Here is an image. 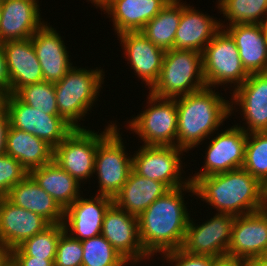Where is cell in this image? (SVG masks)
<instances>
[{"label": "cell", "mask_w": 267, "mask_h": 266, "mask_svg": "<svg viewBox=\"0 0 267 266\" xmlns=\"http://www.w3.org/2000/svg\"><path fill=\"white\" fill-rule=\"evenodd\" d=\"M213 266H249V262L246 259L225 254L214 257Z\"/></svg>", "instance_id": "60d3db41"}, {"label": "cell", "mask_w": 267, "mask_h": 266, "mask_svg": "<svg viewBox=\"0 0 267 266\" xmlns=\"http://www.w3.org/2000/svg\"><path fill=\"white\" fill-rule=\"evenodd\" d=\"M227 254L248 261L267 255V207L235 216Z\"/></svg>", "instance_id": "ac0fdd59"}, {"label": "cell", "mask_w": 267, "mask_h": 266, "mask_svg": "<svg viewBox=\"0 0 267 266\" xmlns=\"http://www.w3.org/2000/svg\"><path fill=\"white\" fill-rule=\"evenodd\" d=\"M35 182L65 210L80 196V185L67 171L55 161L35 168L29 172Z\"/></svg>", "instance_id": "f1b7e54d"}, {"label": "cell", "mask_w": 267, "mask_h": 266, "mask_svg": "<svg viewBox=\"0 0 267 266\" xmlns=\"http://www.w3.org/2000/svg\"><path fill=\"white\" fill-rule=\"evenodd\" d=\"M5 153L18 160L28 173L53 160V148L25 131L9 127Z\"/></svg>", "instance_id": "83f0119b"}, {"label": "cell", "mask_w": 267, "mask_h": 266, "mask_svg": "<svg viewBox=\"0 0 267 266\" xmlns=\"http://www.w3.org/2000/svg\"><path fill=\"white\" fill-rule=\"evenodd\" d=\"M168 2H180L181 0H167Z\"/></svg>", "instance_id": "c3c4849f"}, {"label": "cell", "mask_w": 267, "mask_h": 266, "mask_svg": "<svg viewBox=\"0 0 267 266\" xmlns=\"http://www.w3.org/2000/svg\"><path fill=\"white\" fill-rule=\"evenodd\" d=\"M247 137L248 133L238 123L218 133L206 148L204 166L189 178L190 182L194 184L199 178L242 168Z\"/></svg>", "instance_id": "7c38bea8"}, {"label": "cell", "mask_w": 267, "mask_h": 266, "mask_svg": "<svg viewBox=\"0 0 267 266\" xmlns=\"http://www.w3.org/2000/svg\"><path fill=\"white\" fill-rule=\"evenodd\" d=\"M232 93L230 114L234 113L233 107L240 106L247 124L239 127L246 133L267 132V72L249 74Z\"/></svg>", "instance_id": "9a60e30c"}, {"label": "cell", "mask_w": 267, "mask_h": 266, "mask_svg": "<svg viewBox=\"0 0 267 266\" xmlns=\"http://www.w3.org/2000/svg\"><path fill=\"white\" fill-rule=\"evenodd\" d=\"M94 6L96 5L97 7H100V9H103L109 2L110 0H89Z\"/></svg>", "instance_id": "f6af8a7d"}, {"label": "cell", "mask_w": 267, "mask_h": 266, "mask_svg": "<svg viewBox=\"0 0 267 266\" xmlns=\"http://www.w3.org/2000/svg\"><path fill=\"white\" fill-rule=\"evenodd\" d=\"M180 18L181 2H168L141 32L157 47L164 51L171 50Z\"/></svg>", "instance_id": "f546056e"}, {"label": "cell", "mask_w": 267, "mask_h": 266, "mask_svg": "<svg viewBox=\"0 0 267 266\" xmlns=\"http://www.w3.org/2000/svg\"><path fill=\"white\" fill-rule=\"evenodd\" d=\"M101 235L132 266L151 258L141 244L137 216L128 214L114 203L105 212Z\"/></svg>", "instance_id": "5bb4252c"}, {"label": "cell", "mask_w": 267, "mask_h": 266, "mask_svg": "<svg viewBox=\"0 0 267 266\" xmlns=\"http://www.w3.org/2000/svg\"><path fill=\"white\" fill-rule=\"evenodd\" d=\"M202 63L206 86L210 88L230 83L236 89L249 76L240 59L235 40L222 28L202 51Z\"/></svg>", "instance_id": "8992f818"}, {"label": "cell", "mask_w": 267, "mask_h": 266, "mask_svg": "<svg viewBox=\"0 0 267 266\" xmlns=\"http://www.w3.org/2000/svg\"><path fill=\"white\" fill-rule=\"evenodd\" d=\"M235 216L216 213L201 225L189 219L181 249L189 254L212 257L227 254Z\"/></svg>", "instance_id": "4fadbf2b"}, {"label": "cell", "mask_w": 267, "mask_h": 266, "mask_svg": "<svg viewBox=\"0 0 267 266\" xmlns=\"http://www.w3.org/2000/svg\"><path fill=\"white\" fill-rule=\"evenodd\" d=\"M4 110L10 126L37 136L53 149L74 130L61 116L45 114L23 103L15 94L5 95Z\"/></svg>", "instance_id": "30bf717a"}, {"label": "cell", "mask_w": 267, "mask_h": 266, "mask_svg": "<svg viewBox=\"0 0 267 266\" xmlns=\"http://www.w3.org/2000/svg\"><path fill=\"white\" fill-rule=\"evenodd\" d=\"M4 266H13L10 261H8Z\"/></svg>", "instance_id": "681fc988"}, {"label": "cell", "mask_w": 267, "mask_h": 266, "mask_svg": "<svg viewBox=\"0 0 267 266\" xmlns=\"http://www.w3.org/2000/svg\"><path fill=\"white\" fill-rule=\"evenodd\" d=\"M213 88L205 87L194 93L176 98L178 112L177 147L189 151L231 116L230 101Z\"/></svg>", "instance_id": "3957f363"}, {"label": "cell", "mask_w": 267, "mask_h": 266, "mask_svg": "<svg viewBox=\"0 0 267 266\" xmlns=\"http://www.w3.org/2000/svg\"><path fill=\"white\" fill-rule=\"evenodd\" d=\"M9 261V250L0 241V266H4Z\"/></svg>", "instance_id": "7bdbcfd3"}, {"label": "cell", "mask_w": 267, "mask_h": 266, "mask_svg": "<svg viewBox=\"0 0 267 266\" xmlns=\"http://www.w3.org/2000/svg\"><path fill=\"white\" fill-rule=\"evenodd\" d=\"M5 197L14 205L40 215L50 224L64 221V210L29 174L12 187Z\"/></svg>", "instance_id": "484cf974"}, {"label": "cell", "mask_w": 267, "mask_h": 266, "mask_svg": "<svg viewBox=\"0 0 267 266\" xmlns=\"http://www.w3.org/2000/svg\"><path fill=\"white\" fill-rule=\"evenodd\" d=\"M117 126L98 144L94 173L98 177L99 195L114 198L121 190L132 170V155L125 145ZM128 156V157H127Z\"/></svg>", "instance_id": "9c48e42d"}, {"label": "cell", "mask_w": 267, "mask_h": 266, "mask_svg": "<svg viewBox=\"0 0 267 266\" xmlns=\"http://www.w3.org/2000/svg\"><path fill=\"white\" fill-rule=\"evenodd\" d=\"M220 21L181 2V18L174 38V49L200 53L221 29Z\"/></svg>", "instance_id": "603a6c76"}, {"label": "cell", "mask_w": 267, "mask_h": 266, "mask_svg": "<svg viewBox=\"0 0 267 266\" xmlns=\"http://www.w3.org/2000/svg\"><path fill=\"white\" fill-rule=\"evenodd\" d=\"M242 168L267 188V132L248 133Z\"/></svg>", "instance_id": "d6a6232c"}, {"label": "cell", "mask_w": 267, "mask_h": 266, "mask_svg": "<svg viewBox=\"0 0 267 266\" xmlns=\"http://www.w3.org/2000/svg\"><path fill=\"white\" fill-rule=\"evenodd\" d=\"M148 108L128 121V130L146 146H177L176 98H159L149 92Z\"/></svg>", "instance_id": "ba28073f"}, {"label": "cell", "mask_w": 267, "mask_h": 266, "mask_svg": "<svg viewBox=\"0 0 267 266\" xmlns=\"http://www.w3.org/2000/svg\"><path fill=\"white\" fill-rule=\"evenodd\" d=\"M112 204L113 198L106 195L96 194L91 199L80 195L64 210L65 232L80 241L100 235L105 212Z\"/></svg>", "instance_id": "e0dca14e"}, {"label": "cell", "mask_w": 267, "mask_h": 266, "mask_svg": "<svg viewBox=\"0 0 267 266\" xmlns=\"http://www.w3.org/2000/svg\"><path fill=\"white\" fill-rule=\"evenodd\" d=\"M195 195L218 213L246 215L267 207V188L243 168L199 178Z\"/></svg>", "instance_id": "7a4b0ae2"}, {"label": "cell", "mask_w": 267, "mask_h": 266, "mask_svg": "<svg viewBox=\"0 0 267 266\" xmlns=\"http://www.w3.org/2000/svg\"><path fill=\"white\" fill-rule=\"evenodd\" d=\"M5 94L0 90V111L4 109Z\"/></svg>", "instance_id": "bcb514c9"}, {"label": "cell", "mask_w": 267, "mask_h": 266, "mask_svg": "<svg viewBox=\"0 0 267 266\" xmlns=\"http://www.w3.org/2000/svg\"><path fill=\"white\" fill-rule=\"evenodd\" d=\"M263 26H264L265 32L267 34V19L264 21Z\"/></svg>", "instance_id": "7dc6e473"}, {"label": "cell", "mask_w": 267, "mask_h": 266, "mask_svg": "<svg viewBox=\"0 0 267 266\" xmlns=\"http://www.w3.org/2000/svg\"><path fill=\"white\" fill-rule=\"evenodd\" d=\"M217 7L229 24H263L267 19V0H218ZM262 17V18H261Z\"/></svg>", "instance_id": "4dcf8cb0"}, {"label": "cell", "mask_w": 267, "mask_h": 266, "mask_svg": "<svg viewBox=\"0 0 267 266\" xmlns=\"http://www.w3.org/2000/svg\"><path fill=\"white\" fill-rule=\"evenodd\" d=\"M102 70L73 66L60 81L54 83L59 116L74 129H85L78 122L97 101L104 83L105 72Z\"/></svg>", "instance_id": "277c9868"}, {"label": "cell", "mask_w": 267, "mask_h": 266, "mask_svg": "<svg viewBox=\"0 0 267 266\" xmlns=\"http://www.w3.org/2000/svg\"><path fill=\"white\" fill-rule=\"evenodd\" d=\"M82 258L81 241L64 231L57 243L54 266H82Z\"/></svg>", "instance_id": "d590c367"}, {"label": "cell", "mask_w": 267, "mask_h": 266, "mask_svg": "<svg viewBox=\"0 0 267 266\" xmlns=\"http://www.w3.org/2000/svg\"><path fill=\"white\" fill-rule=\"evenodd\" d=\"M118 36L134 75L151 89L160 76L166 51L154 45L141 31H126Z\"/></svg>", "instance_id": "2e32d148"}, {"label": "cell", "mask_w": 267, "mask_h": 266, "mask_svg": "<svg viewBox=\"0 0 267 266\" xmlns=\"http://www.w3.org/2000/svg\"><path fill=\"white\" fill-rule=\"evenodd\" d=\"M10 127L9 118L6 111H0V155L5 154L7 133Z\"/></svg>", "instance_id": "b9f144b4"}, {"label": "cell", "mask_w": 267, "mask_h": 266, "mask_svg": "<svg viewBox=\"0 0 267 266\" xmlns=\"http://www.w3.org/2000/svg\"><path fill=\"white\" fill-rule=\"evenodd\" d=\"M249 266H267V255L250 259Z\"/></svg>", "instance_id": "ee69618b"}, {"label": "cell", "mask_w": 267, "mask_h": 266, "mask_svg": "<svg viewBox=\"0 0 267 266\" xmlns=\"http://www.w3.org/2000/svg\"><path fill=\"white\" fill-rule=\"evenodd\" d=\"M184 191L195 195L191 182L170 189L137 217L141 244L151 258L155 253L163 254L182 247L190 219Z\"/></svg>", "instance_id": "6da1fadb"}, {"label": "cell", "mask_w": 267, "mask_h": 266, "mask_svg": "<svg viewBox=\"0 0 267 266\" xmlns=\"http://www.w3.org/2000/svg\"><path fill=\"white\" fill-rule=\"evenodd\" d=\"M15 95L23 103L37 108L45 114L59 115L54 83L43 81L28 84L20 88Z\"/></svg>", "instance_id": "e575fe53"}, {"label": "cell", "mask_w": 267, "mask_h": 266, "mask_svg": "<svg viewBox=\"0 0 267 266\" xmlns=\"http://www.w3.org/2000/svg\"><path fill=\"white\" fill-rule=\"evenodd\" d=\"M167 3V0H110L102 11L110 15L118 35L126 31H141Z\"/></svg>", "instance_id": "d4e9b609"}, {"label": "cell", "mask_w": 267, "mask_h": 266, "mask_svg": "<svg viewBox=\"0 0 267 266\" xmlns=\"http://www.w3.org/2000/svg\"><path fill=\"white\" fill-rule=\"evenodd\" d=\"M184 149L177 146L142 145L132 155V170L145 178L164 183L169 189L190 183L182 178V157ZM183 179V180H182Z\"/></svg>", "instance_id": "8fae6325"}, {"label": "cell", "mask_w": 267, "mask_h": 266, "mask_svg": "<svg viewBox=\"0 0 267 266\" xmlns=\"http://www.w3.org/2000/svg\"><path fill=\"white\" fill-rule=\"evenodd\" d=\"M162 257L172 266H213L214 262L212 256L189 254L181 248L165 252Z\"/></svg>", "instance_id": "74e56055"}, {"label": "cell", "mask_w": 267, "mask_h": 266, "mask_svg": "<svg viewBox=\"0 0 267 266\" xmlns=\"http://www.w3.org/2000/svg\"><path fill=\"white\" fill-rule=\"evenodd\" d=\"M205 87L202 53L173 48L165 52L160 76L149 92L159 98L175 99Z\"/></svg>", "instance_id": "5b68a950"}, {"label": "cell", "mask_w": 267, "mask_h": 266, "mask_svg": "<svg viewBox=\"0 0 267 266\" xmlns=\"http://www.w3.org/2000/svg\"><path fill=\"white\" fill-rule=\"evenodd\" d=\"M169 190L164 183L142 177L131 170L127 181L113 198V203L128 214L138 217Z\"/></svg>", "instance_id": "4316f807"}, {"label": "cell", "mask_w": 267, "mask_h": 266, "mask_svg": "<svg viewBox=\"0 0 267 266\" xmlns=\"http://www.w3.org/2000/svg\"><path fill=\"white\" fill-rule=\"evenodd\" d=\"M0 42L31 38L44 24L38 0H1Z\"/></svg>", "instance_id": "44dd1931"}, {"label": "cell", "mask_w": 267, "mask_h": 266, "mask_svg": "<svg viewBox=\"0 0 267 266\" xmlns=\"http://www.w3.org/2000/svg\"><path fill=\"white\" fill-rule=\"evenodd\" d=\"M50 225L40 215L0 197V241L9 251Z\"/></svg>", "instance_id": "ffe728a7"}, {"label": "cell", "mask_w": 267, "mask_h": 266, "mask_svg": "<svg viewBox=\"0 0 267 266\" xmlns=\"http://www.w3.org/2000/svg\"><path fill=\"white\" fill-rule=\"evenodd\" d=\"M30 39L40 62L44 81L57 83L73 67L64 40L47 22Z\"/></svg>", "instance_id": "d6986e66"}, {"label": "cell", "mask_w": 267, "mask_h": 266, "mask_svg": "<svg viewBox=\"0 0 267 266\" xmlns=\"http://www.w3.org/2000/svg\"><path fill=\"white\" fill-rule=\"evenodd\" d=\"M82 266H126L128 261L100 234L81 241Z\"/></svg>", "instance_id": "836d02e7"}, {"label": "cell", "mask_w": 267, "mask_h": 266, "mask_svg": "<svg viewBox=\"0 0 267 266\" xmlns=\"http://www.w3.org/2000/svg\"><path fill=\"white\" fill-rule=\"evenodd\" d=\"M0 90L5 94H10V77L7 70L3 42H0Z\"/></svg>", "instance_id": "ab89813d"}, {"label": "cell", "mask_w": 267, "mask_h": 266, "mask_svg": "<svg viewBox=\"0 0 267 266\" xmlns=\"http://www.w3.org/2000/svg\"><path fill=\"white\" fill-rule=\"evenodd\" d=\"M1 13H2V10H1V3H0V20H1Z\"/></svg>", "instance_id": "f907efd6"}, {"label": "cell", "mask_w": 267, "mask_h": 266, "mask_svg": "<svg viewBox=\"0 0 267 266\" xmlns=\"http://www.w3.org/2000/svg\"><path fill=\"white\" fill-rule=\"evenodd\" d=\"M28 174L18 160L6 153L0 155V197H5Z\"/></svg>", "instance_id": "8d00e7d4"}, {"label": "cell", "mask_w": 267, "mask_h": 266, "mask_svg": "<svg viewBox=\"0 0 267 266\" xmlns=\"http://www.w3.org/2000/svg\"><path fill=\"white\" fill-rule=\"evenodd\" d=\"M9 261L13 266H54L55 260H44L32 256H9Z\"/></svg>", "instance_id": "f35d334b"}, {"label": "cell", "mask_w": 267, "mask_h": 266, "mask_svg": "<svg viewBox=\"0 0 267 266\" xmlns=\"http://www.w3.org/2000/svg\"><path fill=\"white\" fill-rule=\"evenodd\" d=\"M10 77V94L28 84L44 81L40 62L30 38L3 42Z\"/></svg>", "instance_id": "7402d4cb"}, {"label": "cell", "mask_w": 267, "mask_h": 266, "mask_svg": "<svg viewBox=\"0 0 267 266\" xmlns=\"http://www.w3.org/2000/svg\"><path fill=\"white\" fill-rule=\"evenodd\" d=\"M225 29L235 40L244 69L267 72V34L263 24H233Z\"/></svg>", "instance_id": "cb8c5ba5"}, {"label": "cell", "mask_w": 267, "mask_h": 266, "mask_svg": "<svg viewBox=\"0 0 267 266\" xmlns=\"http://www.w3.org/2000/svg\"><path fill=\"white\" fill-rule=\"evenodd\" d=\"M63 223L51 224L44 231L24 240L9 251V256H32L44 260H55L57 243L64 232Z\"/></svg>", "instance_id": "1f68e13d"}, {"label": "cell", "mask_w": 267, "mask_h": 266, "mask_svg": "<svg viewBox=\"0 0 267 266\" xmlns=\"http://www.w3.org/2000/svg\"><path fill=\"white\" fill-rule=\"evenodd\" d=\"M110 122L102 133L74 129L53 149V161L79 183L93 176L98 144L116 127ZM83 180V181H82Z\"/></svg>", "instance_id": "52a82bcc"}]
</instances>
